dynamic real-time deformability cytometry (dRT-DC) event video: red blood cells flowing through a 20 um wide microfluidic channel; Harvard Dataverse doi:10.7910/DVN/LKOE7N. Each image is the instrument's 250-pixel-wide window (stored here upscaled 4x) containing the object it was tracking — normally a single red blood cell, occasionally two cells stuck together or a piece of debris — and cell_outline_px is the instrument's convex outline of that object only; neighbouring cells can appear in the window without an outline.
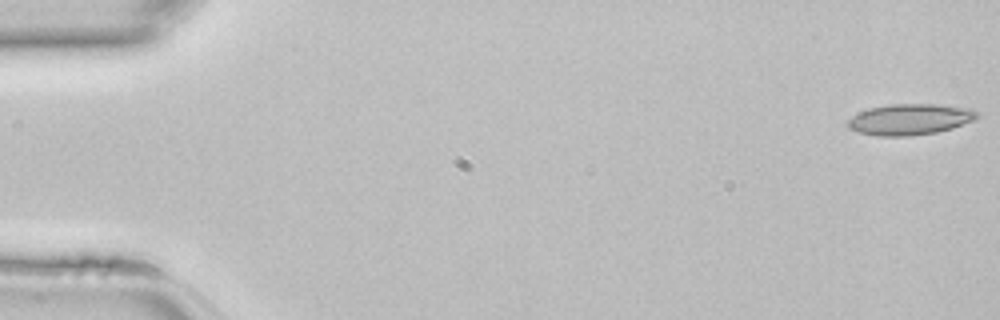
{"species": "common noctule bat (a hibernating species)", "species_latin": "Nyctalus noctula", "temperature_condition": "room temperature", "stored_images_in_passage": 46, "camera_frame_rate_fps": 3000, "um_per_image_px": 0.085, "animal": {"sex": "female", "body_mass_g": 22.7, "forearm_length_mm": 54.2}, "frame": {"image": 1, "passage_image": 1, "time_ms": 0.0, "image_size_px": [1000, 320], "cell_outline_px": [[980, 116], [976, 120], [952, 128], [936, 132], [908, 136], [876, 136], [856, 132], [848, 128], [848, 120], [852, 116], [868, 108], [888, 104], [940, 104], [972, 108]], "centroid_in_image_um": [77.36, 10.14], "position_along_channel_um": 7.6, "area_um2": 23.64}}
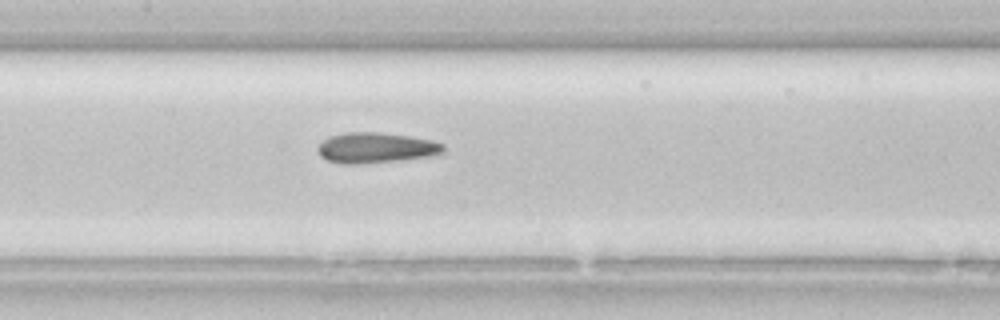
{"frame": {"image": 2, "passage_image": 22, "time_ms": 7.0, "image_size_px": [1000, 320], "cell_outline_px": [[444, 152], [428, 156], [400, 160], [360, 164], [344, 164], [328, 160], [320, 156], [316, 148], [328, 136], [348, 132], [380, 132], [408, 136], [432, 140], [444, 144]], "centroid_in_image_um": [31.93, 12.56], "position_along_channel_um": 175.5, "area_um2": 22.25}}
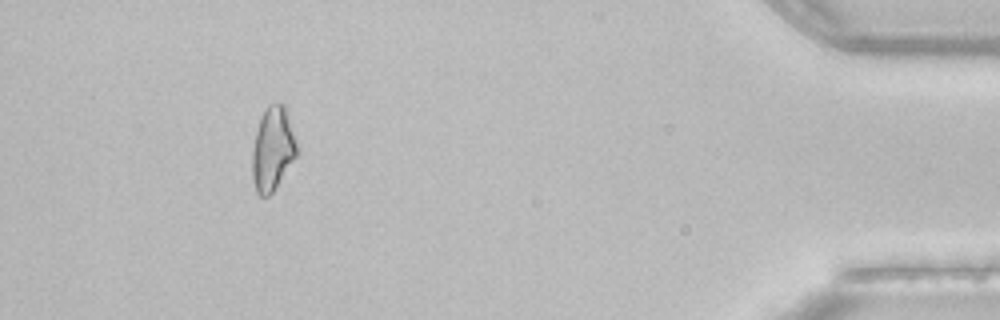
{"frame": {"image": 3, "passage_image": 42, "time_ms": 13.667, "image_size_px": [1000, 320], "cell_outline_px": [[296, 156], [272, 192], [268, 196], [260, 196], [256, 192], [252, 176], [252, 152], [256, 132], [260, 116], [264, 108], [268, 104], [284, 104], [296, 144]], "centroid_in_image_um": [23.14, 12.65], "position_along_channel_um": 412.1, "area_um2": 21.27}}